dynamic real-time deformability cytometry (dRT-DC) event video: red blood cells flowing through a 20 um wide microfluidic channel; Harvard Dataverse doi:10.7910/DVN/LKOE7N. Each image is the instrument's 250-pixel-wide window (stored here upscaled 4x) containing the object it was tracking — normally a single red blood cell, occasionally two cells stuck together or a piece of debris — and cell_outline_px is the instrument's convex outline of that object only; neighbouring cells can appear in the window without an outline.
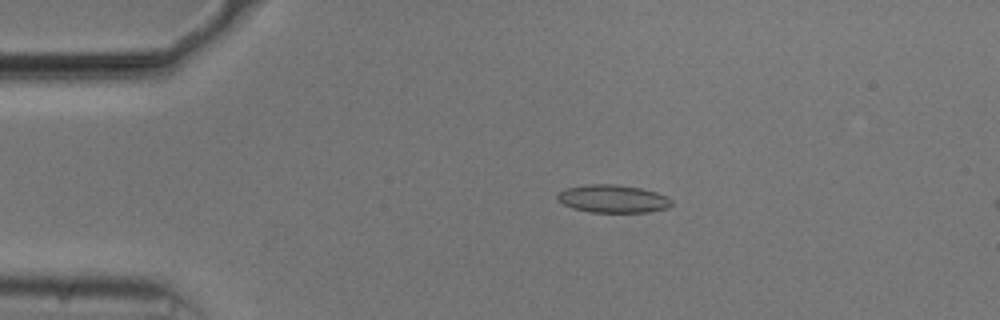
{"species": "common noctule bat (a hibernating species)", "species_latin": "Nyctalus noctula", "temperature_condition": "cold", "stored_images_in_passage": 16, "camera_frame_rate_fps": 3000, "um_per_image_px": 0.085, "animal": {"sex": "male", "body_mass_g": 20.5, "forearm_length_mm": 52.5}, "frame": {"image": 1, "passage_image": 10, "time_ms": 3.0, "image_size_px": [1000, 320], "cell_outline_px": [[672, 204], [668, 208], [648, 212], [588, 212], [572, 208], [564, 204], [556, 196], [560, 192], [568, 188], [584, 184], [612, 184], [640, 188], [656, 192], [668, 196], [672, 200]], "centroid_in_image_um": [52.13, 16.9], "position_along_channel_um": 32.9, "area_um2": 18.5}}